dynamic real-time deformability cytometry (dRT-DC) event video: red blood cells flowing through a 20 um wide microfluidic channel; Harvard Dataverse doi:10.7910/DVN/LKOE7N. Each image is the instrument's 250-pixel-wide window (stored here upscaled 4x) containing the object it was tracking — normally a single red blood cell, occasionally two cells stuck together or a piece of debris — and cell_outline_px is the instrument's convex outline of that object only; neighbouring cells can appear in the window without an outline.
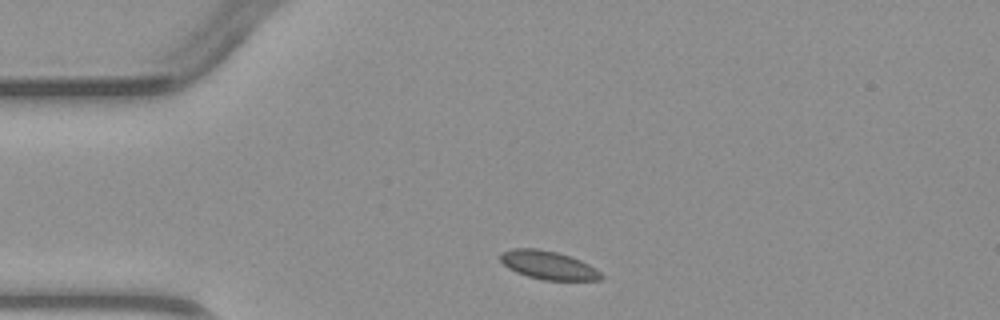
{"species": "common noctule bat (a hibernating species)", "species_latin": "Nyctalus noctula", "temperature_condition": "warm", "stored_images_in_passage": 1, "camera_frame_rate_fps": 3000, "um_per_image_px": 0.085, "animal": {"sex": "male", "body_mass_g": 23.1, "forearm_length_mm": 52.7}, "frame": {"image": 1, "passage_image": 1, "time_ms": 0.0, "image_size_px": [1000, 320], "cell_outline_px": [[604, 276], [600, 280], [544, 280], [528, 276], [516, 272], [508, 268], [500, 260], [500, 252], [512, 248], [536, 248], [556, 252], [580, 260], [596, 268]], "centroid_in_image_um": [46.59, 22.53], "position_along_channel_um": 38.4, "area_um2": 16.65}}